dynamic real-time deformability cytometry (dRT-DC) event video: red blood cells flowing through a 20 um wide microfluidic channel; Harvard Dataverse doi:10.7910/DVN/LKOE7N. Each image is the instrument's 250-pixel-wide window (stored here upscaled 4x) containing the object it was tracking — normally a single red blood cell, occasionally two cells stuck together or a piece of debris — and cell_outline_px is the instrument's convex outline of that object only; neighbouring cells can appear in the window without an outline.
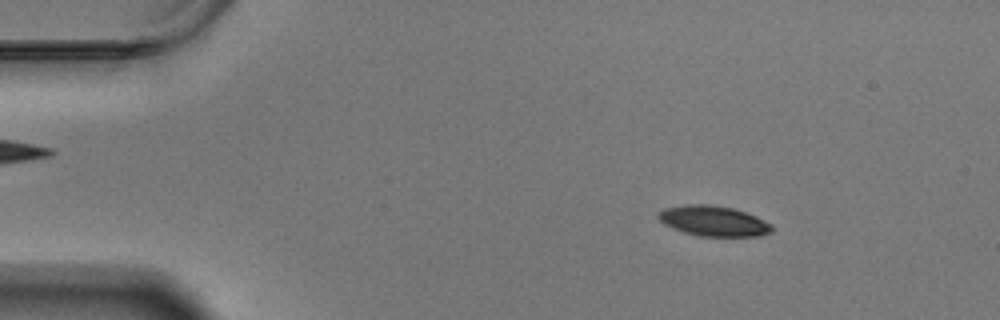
{"species": "Egyptian fruit bat (a non-hibernating species)", "species_latin": "Rousettus aegyptiacus", "temperature_condition": "warm", "stored_images_in_passage": 59, "camera_frame_rate_fps": 3000, "um_per_image_px": 0.085, "animal": {"sex": "male"}, "frame": {"image": 1, "passage_image": 9, "time_ms": 2.667, "image_size_px": [1000, 320], "cell_outline_px": [[772, 232], [760, 236], [700, 236], [684, 232], [672, 228], [664, 224], [656, 216], [664, 208], [688, 204], [712, 204], [732, 208], [756, 216], [772, 224]], "centroid_in_image_um": [60.65, 18.78], "position_along_channel_um": 24.3, "area_um2": 20.06}}
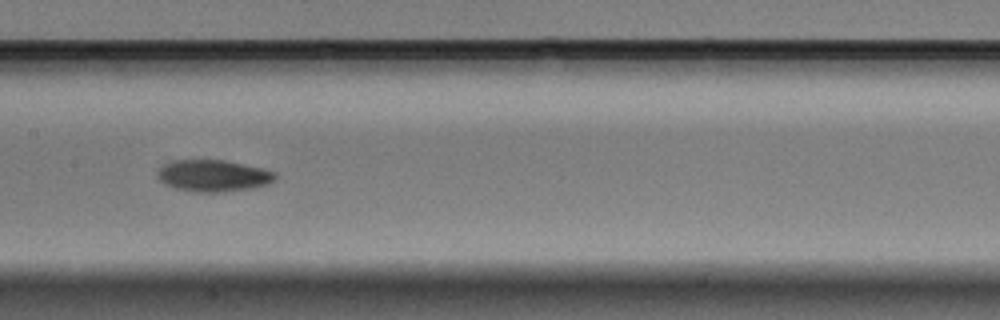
{"frame": {"image": 2, "passage_image": 30, "time_ms": 9.667, "image_size_px": [1000, 320], "cell_outline_px": [[276, 180], [268, 184], [252, 188], [220, 192], [192, 192], [176, 188], [164, 184], [156, 176], [156, 172], [164, 164], [172, 160], [224, 160], [264, 168], [276, 172]], "centroid_in_image_um": [18.13, 14.93], "position_along_channel_um": 189.3, "area_um2": 21.96}}
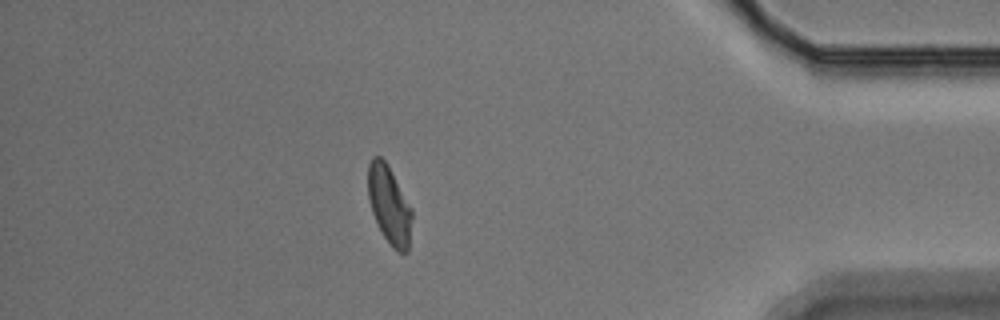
{"frame": {"image": 3, "passage_image": 52, "time_ms": 17.0, "image_size_px": [1000, 320], "cell_outline_px": [[412, 216], [408, 252], [404, 256], [396, 252], [392, 248], [384, 236], [372, 212], [368, 200], [368, 164], [372, 156], [380, 156], [384, 160], [412, 208]], "centroid_in_image_um": [33.09, 17.47], "position_along_channel_um": 402.1, "area_um2": 19.94}, "authors_computed_cell_mechanics": {"area_um2": 20.8658, "velocity_mm_per_s": 3.4352, "shape_relaxation_time_tau1_ms": 3.6839, "shape_relaxation_time_tau2_ms": null, "deformation_change_tau1": 0.1461, "deformation_change_tau2": null}}